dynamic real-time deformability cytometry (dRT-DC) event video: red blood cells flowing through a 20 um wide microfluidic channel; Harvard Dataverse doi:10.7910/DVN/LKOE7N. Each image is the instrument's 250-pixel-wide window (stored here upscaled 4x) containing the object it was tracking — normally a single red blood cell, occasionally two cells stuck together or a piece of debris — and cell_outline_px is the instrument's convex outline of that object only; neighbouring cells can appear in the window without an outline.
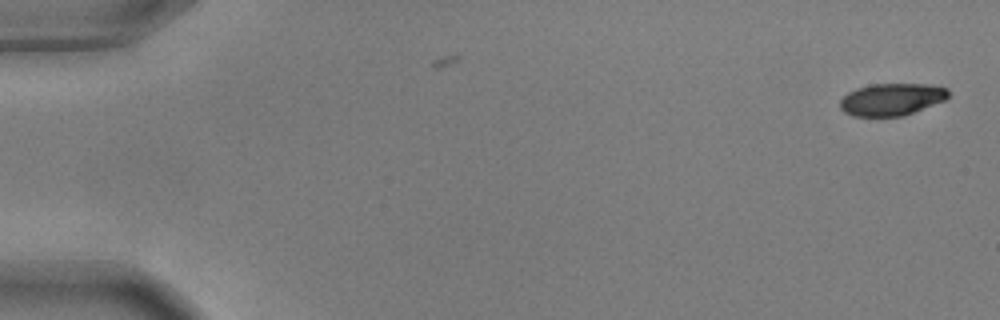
{"species": "common noctule bat (a hibernating species)", "species_latin": "Nyctalus noctula", "temperature_condition": "warm", "stored_images_in_passage": 4, "camera_frame_rate_fps": 3000, "um_per_image_px": 0.085, "animal": {"sex": "male", "body_mass_g": 17.9, "forearm_length_mm": 54.2}, "frame": {"image": 1, "passage_image": 1, "time_ms": 0.0, "image_size_px": [1000, 320], "cell_outline_px": [[948, 96], [944, 100], [904, 116], [852, 116], [844, 112], [840, 108], [840, 100], [848, 92], [856, 88], [872, 84], [928, 84], [948, 88]], "centroid_in_image_um": [75.76, 8.44], "position_along_channel_um": 9.2, "area_um2": 20.29}}